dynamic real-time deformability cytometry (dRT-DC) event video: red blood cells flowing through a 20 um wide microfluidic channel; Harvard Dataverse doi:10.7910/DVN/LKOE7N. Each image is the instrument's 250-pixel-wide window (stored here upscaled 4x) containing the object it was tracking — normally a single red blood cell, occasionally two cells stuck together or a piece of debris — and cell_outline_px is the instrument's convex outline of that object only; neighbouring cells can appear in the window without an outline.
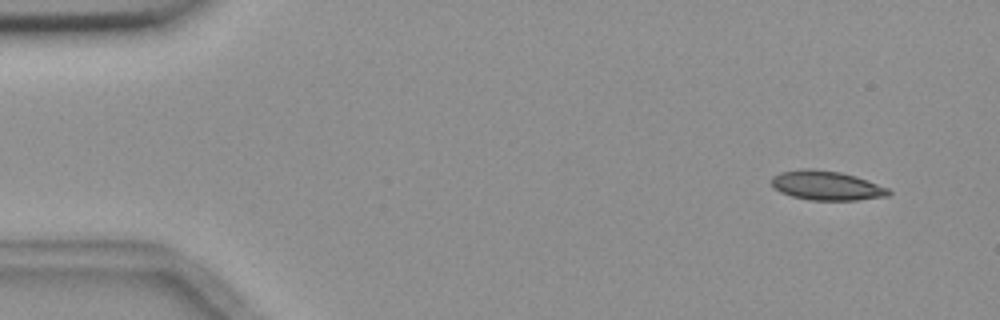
{"species": "common noctule bat (a hibernating species)", "species_latin": "Nyctalus noctula", "temperature_condition": "room temperature", "stored_images_in_passage": 6, "camera_frame_rate_fps": 3000, "um_per_image_px": 0.085, "animal": {"sex": "female", "body_mass_g": 18.4}, "frame": {"image": 1, "passage_image": 1, "time_ms": 0.0, "image_size_px": [1000, 320], "cell_outline_px": [[892, 192], [888, 196], [856, 200], [812, 200], [792, 196], [780, 192], [772, 184], [772, 176], [780, 172], [800, 168], [812, 168], [840, 172], [856, 176], [868, 180], [888, 188]], "centroid_in_image_um": [70.26, 15.76], "position_along_channel_um": 14.7, "area_um2": 20.06}}
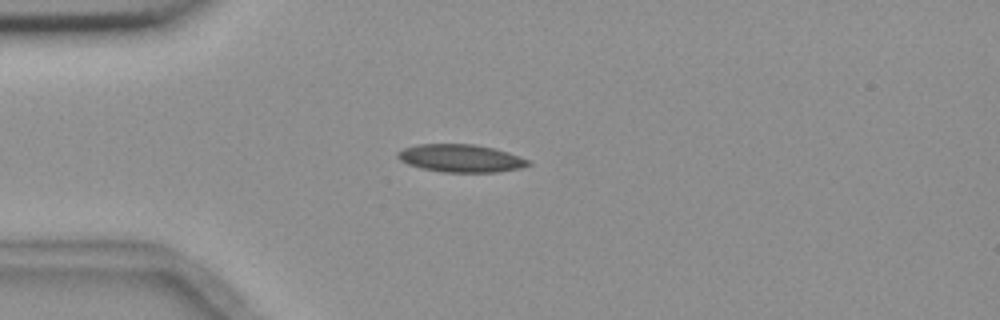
{"frame": {"image": 2, "passage_image": 4, "time_ms": 3.333, "image_size_px": [1000, 320], "cell_outline_px": [[532, 164], [520, 168], [496, 172], [444, 172], [420, 168], [408, 164], [400, 160], [396, 156], [396, 152], [404, 148], [416, 144], [472, 144], [492, 148], [508, 152], [520, 156], [528, 160]], "centroid_in_image_um": [39.14, 13.45], "position_along_channel_um": 45.9, "area_um2": 21.1}}